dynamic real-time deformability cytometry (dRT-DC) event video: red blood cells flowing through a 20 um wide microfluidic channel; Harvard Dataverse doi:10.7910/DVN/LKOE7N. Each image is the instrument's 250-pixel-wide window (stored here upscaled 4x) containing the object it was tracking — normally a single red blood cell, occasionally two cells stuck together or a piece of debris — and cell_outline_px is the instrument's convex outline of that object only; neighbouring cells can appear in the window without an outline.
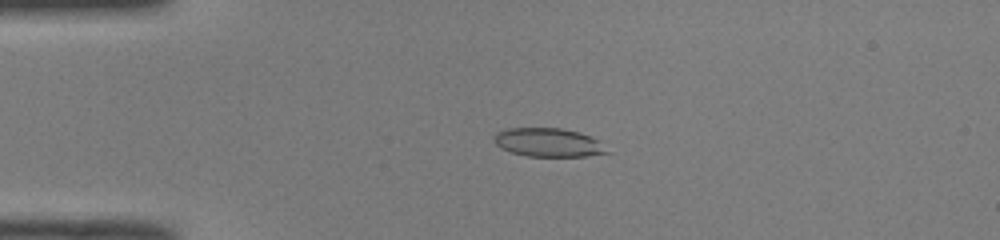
{"species": "common noctule bat (a hibernating species)", "species_latin": "Nyctalus noctula", "temperature_condition": "room temperature", "stored_images_in_passage": 46, "camera_frame_rate_fps": 3000, "um_per_image_px": 0.085, "animal": {"sex": "male", "body_mass_g": 19.0, "forearm_length_mm": 50.8}, "frame": {"image": 1, "passage_image": 7, "time_ms": 2.0, "image_size_px": [1000, 240], "cell_outline_px": [[612, 152], [588, 156], [528, 156], [512, 152], [500, 148], [496, 144], [492, 136], [496, 132], [508, 128], [560, 128], [576, 132], [588, 136], [596, 140]], "centroid_in_image_um": [46.57, 12.11], "position_along_channel_um": 38.4, "area_um2": 18.67}}
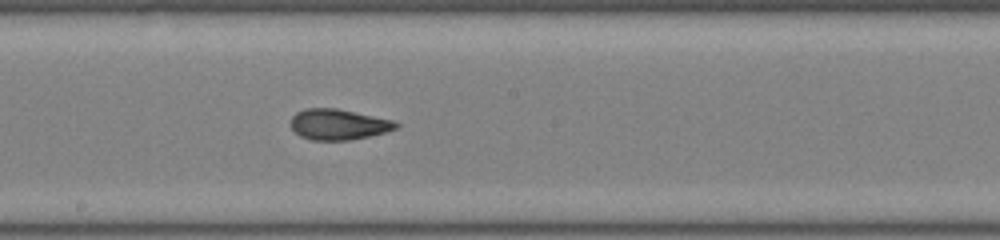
{"frame": {"image": 2, "passage_image": 23, "time_ms": 7.333, "image_size_px": [1000, 240], "cell_outline_px": [[400, 124], [396, 128], [384, 132], [352, 140], [312, 140], [300, 136], [292, 128], [292, 116], [296, 112], [304, 108], [336, 108], [392, 120]], "centroid_in_image_um": [28.74, 10.57], "position_along_channel_um": 219.5, "area_um2": 18.61}}
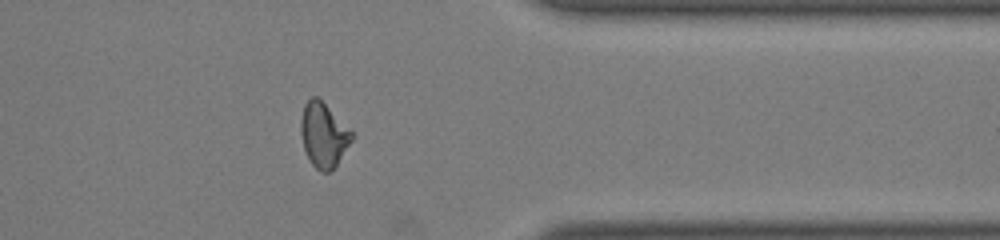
{"frame": {"image": 3, "passage_image": 36, "time_ms": 11.667, "image_size_px": [1000, 240], "cell_outline_px": [[356, 136], [336, 164], [328, 172], [320, 172], [312, 164], [304, 148], [300, 132], [300, 120], [304, 104], [312, 96], [316, 96]], "centroid_in_image_um": [27.49, 11.48], "position_along_channel_um": 383.9, "area_um2": 18.79}, "authors_computed_cell_mechanics": {"area_um2": 19.074, "velocity_mm_per_s": 4.032, "shape_relaxation_time_tau1_ms": 5.2436, "shape_relaxation_time_tau2_ms": 1.1571, "deformation_change_tau1": 0.1879, "deformation_change_tau2": 0.0743}}